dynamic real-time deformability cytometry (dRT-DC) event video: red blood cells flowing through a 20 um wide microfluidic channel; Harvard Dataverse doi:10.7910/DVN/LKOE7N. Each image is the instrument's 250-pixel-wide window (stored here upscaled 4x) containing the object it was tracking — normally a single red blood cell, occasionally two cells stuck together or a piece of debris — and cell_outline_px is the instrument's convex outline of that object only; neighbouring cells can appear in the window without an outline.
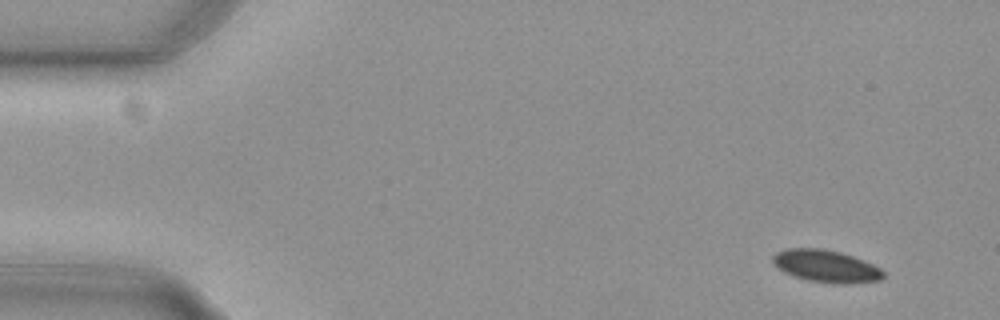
{"species": "common noctule bat (a hibernating species)", "species_latin": "Nyctalus noctula", "temperature_condition": "cold", "stored_images_in_passage": 53, "segment_of_instrument_passage": [1, 2], "camera_frame_rate_fps": 3000, "um_per_image_px": 0.085, "animal": {"sex": "female", "body_mass_g": 29.2, "forearm_length_mm": 56.3}, "frame": {"image": 1, "passage_image": 1, "time_ms": 0.0, "image_size_px": [1000, 320], "cell_outline_px": [[884, 276], [880, 280], [848, 284], [832, 284], [808, 280], [784, 272], [772, 260], [772, 256], [776, 252], [788, 248], [824, 248], [840, 252], [852, 256], [872, 264], [880, 268], [884, 272]], "centroid_in_image_um": [70.23, 22.62], "position_along_channel_um": 14.8, "area_um2": 20.69}}
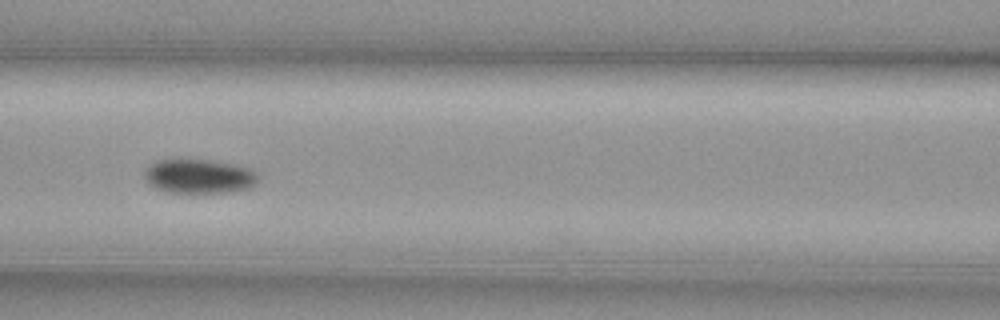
{"frame": {"image": 2, "passage_image": 21, "time_ms": 6.667, "image_size_px": [1000, 320], "cell_outline_px": [[260, 180], [252, 188], [228, 192], [164, 192], [148, 184], [144, 176], [144, 168], [148, 164], [160, 160], [212, 160], [232, 164], [248, 168], [256, 172], [260, 176]], "centroid_in_image_um": [16.93, 14.99], "position_along_channel_um": 149.7, "area_um2": 22.89}}
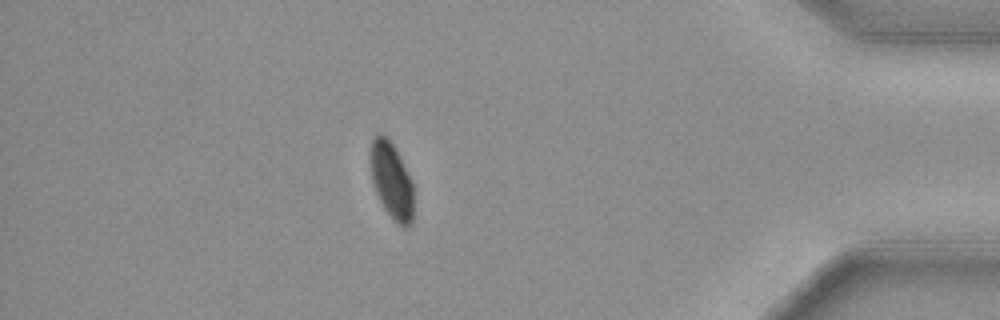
{"frame": {"image": 3, "passage_image": 45, "time_ms": 14.667, "image_size_px": [1000, 320], "cell_outline_px": [[412, 224], [404, 228], [396, 224], [392, 220], [384, 208], [376, 192], [372, 180], [368, 152], [372, 136], [376, 132], [380, 132], [388, 136], [396, 148], [412, 180]], "centroid_in_image_um": [33.24, 15.27], "position_along_channel_um": 402.0, "area_um2": 19.88}}